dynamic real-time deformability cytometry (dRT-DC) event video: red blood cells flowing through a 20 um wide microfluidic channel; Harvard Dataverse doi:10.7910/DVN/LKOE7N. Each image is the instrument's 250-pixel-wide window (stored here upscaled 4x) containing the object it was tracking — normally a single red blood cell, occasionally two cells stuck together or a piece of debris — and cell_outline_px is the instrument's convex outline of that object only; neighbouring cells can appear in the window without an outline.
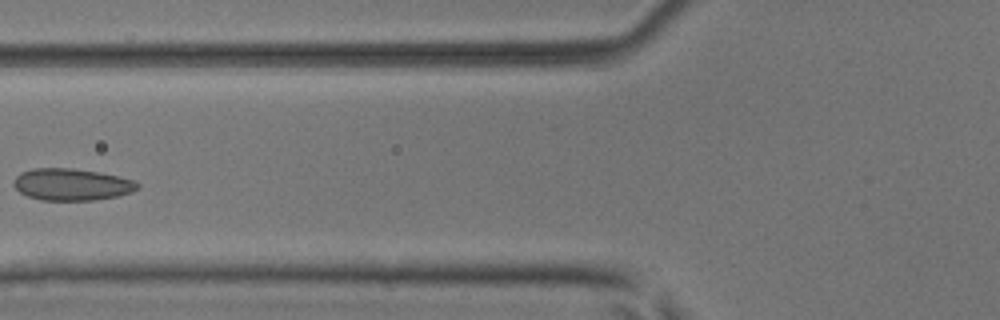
{"species": "common noctule bat (a hibernating species)", "species_latin": "Nyctalus noctula", "temperature_condition": "room temperature", "stored_images_in_passage": 6, "camera_frame_rate_fps": 3000, "um_per_image_px": 0.085, "animal": {"sex": "male", "body_mass_g": 17.9, "forearm_length_mm": 54.2}, "frame": {"image": 1, "passage_image": 5, "time_ms": 1.333, "image_size_px": [1000, 320], "cell_outline_px": [[140, 188], [132, 192], [116, 196], [96, 200], [40, 200], [28, 196], [20, 192], [12, 184], [16, 176], [20, 172], [32, 168], [72, 168], [100, 172], [120, 176], [136, 180], [140, 184]], "centroid_in_image_um": [6.12, 15.67], "position_along_channel_um": 119.7, "area_um2": 23.29}}
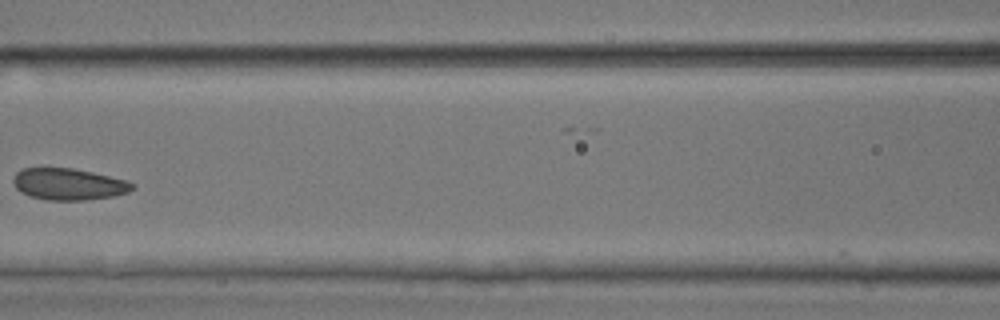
{"frame": {"image": 2, "passage_image": 6, "time_ms": 1.667, "image_size_px": [1000, 320], "cell_outline_px": [[136, 184], [128, 192], [112, 196], [84, 200], [48, 200], [32, 196], [20, 192], [12, 184], [12, 180], [16, 172], [24, 168], [72, 168], [92, 172], [124, 180]], "centroid_in_image_um": [5.78, 15.65], "position_along_channel_um": 160.8, "area_um2": 21.73}}